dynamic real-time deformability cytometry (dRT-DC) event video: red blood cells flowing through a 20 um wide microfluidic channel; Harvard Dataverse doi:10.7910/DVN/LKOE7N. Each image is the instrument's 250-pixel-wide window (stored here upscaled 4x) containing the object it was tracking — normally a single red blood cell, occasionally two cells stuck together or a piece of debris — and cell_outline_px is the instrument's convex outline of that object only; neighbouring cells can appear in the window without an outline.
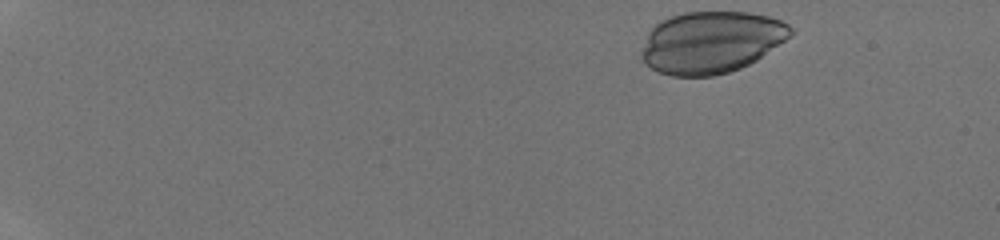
{"species": "human", "species_latin": "Homo sapiens", "temperature_condition": "room temperature", "stored_images_in_passage": 14, "camera_frame_rate_fps": 3000, "um_per_image_px": 0.085, "donor": {"sex": "male"}, "frame": {"image": 1, "passage_image": 1, "time_ms": 0.0, "image_size_px": [1000, 240], "cell_outline_px": [[796, 32], [756, 60], [740, 68], [728, 72], [712, 76], [672, 76], [660, 72], [644, 64], [640, 56], [640, 52], [648, 32], [660, 20], [668, 16], [684, 12], [748, 12], [768, 16], [780, 20], [788, 24]], "centroid_in_image_um": [60.42, 3.58], "position_along_channel_um": 24.6, "area_um2": 53.93}}
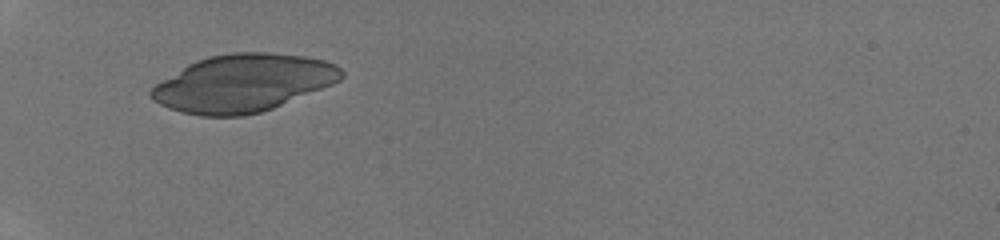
{"frame": {"image": 2, "passage_image": 8, "time_ms": 2.333, "image_size_px": [1000, 240], "cell_outline_px": [[344, 76], [340, 80], [332, 84], [272, 108], [260, 112], [244, 116], [200, 116], [180, 112], [168, 108], [152, 100], [148, 92], [156, 84], [188, 64], [196, 60], [208, 56], [232, 52], [268, 52], [304, 56], [324, 60], [336, 64], [344, 72]], "centroid_in_image_um": [20.65, 7.06], "position_along_channel_um": 64.4, "area_um2": 63.58}}